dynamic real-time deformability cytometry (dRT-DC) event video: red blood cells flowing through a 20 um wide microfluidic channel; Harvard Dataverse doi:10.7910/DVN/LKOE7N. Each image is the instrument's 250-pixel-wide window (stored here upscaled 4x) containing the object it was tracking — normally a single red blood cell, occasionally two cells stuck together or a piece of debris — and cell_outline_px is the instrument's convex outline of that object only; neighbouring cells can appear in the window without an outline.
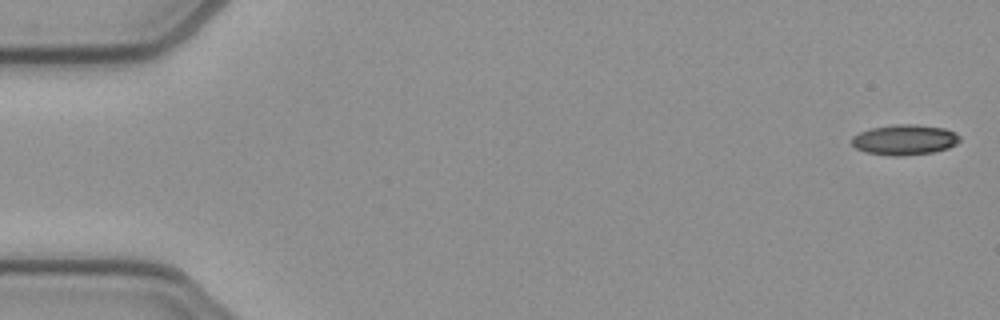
{"species": "common noctule bat (a hibernating species)", "species_latin": "Nyctalus noctula", "temperature_condition": "cold", "stored_images_in_passage": 52, "camera_frame_rate_fps": 3000, "um_per_image_px": 0.085, "animal": {"sex": "female", "body_mass_g": 21.9}, "frame": {"image": 1, "passage_image": 1, "time_ms": 0.0, "image_size_px": [1000, 320], "cell_outline_px": [[960, 140], [956, 144], [948, 148], [932, 152], [900, 156], [892, 156], [864, 152], [856, 148], [852, 144], [852, 136], [868, 128], [892, 124], [916, 124], [944, 128], [956, 132], [960, 136]], "centroid_in_image_um": [76.88, 11.87], "position_along_channel_um": 8.1, "area_um2": 19.31}}
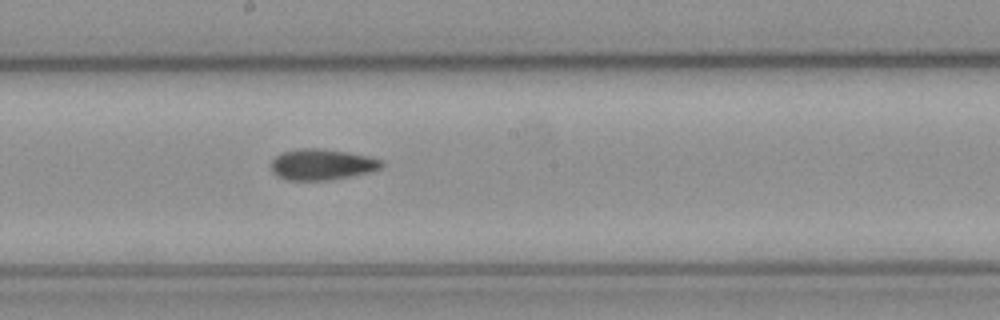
{"frame": {"image": 2, "passage_image": 28, "time_ms": 9.0, "image_size_px": [1000, 320], "cell_outline_px": [[384, 164], [380, 168], [372, 172], [328, 180], [288, 180], [276, 176], [272, 172], [272, 160], [276, 156], [284, 152], [296, 148], [316, 148], [348, 152], [368, 156], [384, 160]], "centroid_in_image_um": [27.38, 13.98], "position_along_channel_um": 220.8, "area_um2": 20.0}}
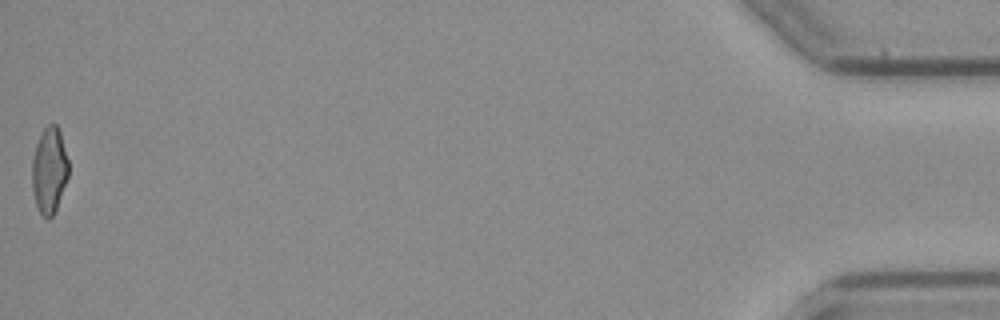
{"frame": {"image": 3, "passage_image": 52, "time_ms": 17.0, "image_size_px": [1000, 320], "cell_outline_px": [[68, 176], [56, 208], [52, 216], [48, 220], [40, 212], [36, 204], [32, 188], [32, 160], [36, 144], [44, 128], [48, 124], [56, 124], [60, 132], [68, 160]], "centroid_in_image_um": [4.18, 14.47], "position_along_channel_um": 431.0, "area_um2": 18.03}, "authors_computed_cell_mechanics": {"area_um2": 19.5653, "velocity_mm_per_s": 3.923, "shape_relaxation_time_tau1_ms": null, "shape_relaxation_time_tau2_ms": 3.7862, "deformation_change_tau1": null, "deformation_change_tau2": 0.1113}}